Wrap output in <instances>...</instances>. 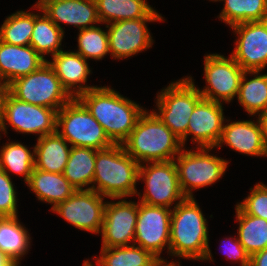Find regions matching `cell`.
Segmentation results:
<instances>
[{"label": "cell", "instance_id": "obj_1", "mask_svg": "<svg viewBox=\"0 0 267 266\" xmlns=\"http://www.w3.org/2000/svg\"><path fill=\"white\" fill-rule=\"evenodd\" d=\"M102 125L114 144H122L145 109L110 87L90 89L77 97Z\"/></svg>", "mask_w": 267, "mask_h": 266}, {"label": "cell", "instance_id": "obj_2", "mask_svg": "<svg viewBox=\"0 0 267 266\" xmlns=\"http://www.w3.org/2000/svg\"><path fill=\"white\" fill-rule=\"evenodd\" d=\"M207 221L195 198H186L171 212L169 254L193 260H212Z\"/></svg>", "mask_w": 267, "mask_h": 266}, {"label": "cell", "instance_id": "obj_3", "mask_svg": "<svg viewBox=\"0 0 267 266\" xmlns=\"http://www.w3.org/2000/svg\"><path fill=\"white\" fill-rule=\"evenodd\" d=\"M122 146L139 164L175 160L183 150L181 139L153 111L146 110Z\"/></svg>", "mask_w": 267, "mask_h": 266}, {"label": "cell", "instance_id": "obj_4", "mask_svg": "<svg viewBox=\"0 0 267 266\" xmlns=\"http://www.w3.org/2000/svg\"><path fill=\"white\" fill-rule=\"evenodd\" d=\"M139 167L140 164L125 151L122 144L96 150L91 190L113 200L131 197L138 193Z\"/></svg>", "mask_w": 267, "mask_h": 266}, {"label": "cell", "instance_id": "obj_5", "mask_svg": "<svg viewBox=\"0 0 267 266\" xmlns=\"http://www.w3.org/2000/svg\"><path fill=\"white\" fill-rule=\"evenodd\" d=\"M192 77L171 82L157 95L155 115L179 138L183 147L187 140L189 118L196 104L202 99Z\"/></svg>", "mask_w": 267, "mask_h": 266}, {"label": "cell", "instance_id": "obj_6", "mask_svg": "<svg viewBox=\"0 0 267 266\" xmlns=\"http://www.w3.org/2000/svg\"><path fill=\"white\" fill-rule=\"evenodd\" d=\"M56 127L57 132L71 147L103 150L114 145L102 125L76 97L57 111ZM59 127H62V131Z\"/></svg>", "mask_w": 267, "mask_h": 266}, {"label": "cell", "instance_id": "obj_7", "mask_svg": "<svg viewBox=\"0 0 267 266\" xmlns=\"http://www.w3.org/2000/svg\"><path fill=\"white\" fill-rule=\"evenodd\" d=\"M9 92L21 101L56 111L73 98L48 61L36 71L12 81Z\"/></svg>", "mask_w": 267, "mask_h": 266}, {"label": "cell", "instance_id": "obj_8", "mask_svg": "<svg viewBox=\"0 0 267 266\" xmlns=\"http://www.w3.org/2000/svg\"><path fill=\"white\" fill-rule=\"evenodd\" d=\"M196 151L183 150L174 160L181 190L186 198H193L192 190L210 186L225 173L228 161L209 154L212 149L196 147Z\"/></svg>", "mask_w": 267, "mask_h": 266}, {"label": "cell", "instance_id": "obj_9", "mask_svg": "<svg viewBox=\"0 0 267 266\" xmlns=\"http://www.w3.org/2000/svg\"><path fill=\"white\" fill-rule=\"evenodd\" d=\"M139 180L145 182V190L141 196L138 192L140 202L151 206H162L171 208L172 203L179 204L186 199L183 194L176 164L174 160L163 162H150L139 167ZM179 200V201H178ZM178 201V202H176Z\"/></svg>", "mask_w": 267, "mask_h": 266}, {"label": "cell", "instance_id": "obj_10", "mask_svg": "<svg viewBox=\"0 0 267 266\" xmlns=\"http://www.w3.org/2000/svg\"><path fill=\"white\" fill-rule=\"evenodd\" d=\"M6 122L16 132L39 134L38 138H40L57 131V111L48 107L26 103L15 98L9 92L5 100L3 116L0 119V132H4L5 135L8 129L6 128Z\"/></svg>", "mask_w": 267, "mask_h": 266}, {"label": "cell", "instance_id": "obj_11", "mask_svg": "<svg viewBox=\"0 0 267 266\" xmlns=\"http://www.w3.org/2000/svg\"><path fill=\"white\" fill-rule=\"evenodd\" d=\"M204 76L207 83L199 93L204 99L214 102H231L238 94L240 81L245 72L230 55L220 54L204 57Z\"/></svg>", "mask_w": 267, "mask_h": 266}, {"label": "cell", "instance_id": "obj_12", "mask_svg": "<svg viewBox=\"0 0 267 266\" xmlns=\"http://www.w3.org/2000/svg\"><path fill=\"white\" fill-rule=\"evenodd\" d=\"M172 210L162 206H151L138 202V216L133 244L150 251L160 261L165 246L169 253Z\"/></svg>", "mask_w": 267, "mask_h": 266}, {"label": "cell", "instance_id": "obj_13", "mask_svg": "<svg viewBox=\"0 0 267 266\" xmlns=\"http://www.w3.org/2000/svg\"><path fill=\"white\" fill-rule=\"evenodd\" d=\"M104 196L94 190H76L65 201L57 204L51 211L80 230L100 233L104 220L106 202Z\"/></svg>", "mask_w": 267, "mask_h": 266}, {"label": "cell", "instance_id": "obj_14", "mask_svg": "<svg viewBox=\"0 0 267 266\" xmlns=\"http://www.w3.org/2000/svg\"><path fill=\"white\" fill-rule=\"evenodd\" d=\"M238 34L231 56L244 71L263 70L267 66V20L232 25Z\"/></svg>", "mask_w": 267, "mask_h": 266}, {"label": "cell", "instance_id": "obj_15", "mask_svg": "<svg viewBox=\"0 0 267 266\" xmlns=\"http://www.w3.org/2000/svg\"><path fill=\"white\" fill-rule=\"evenodd\" d=\"M148 21L164 20L163 18H139L112 22L106 25V28H108L109 54L112 58H128L152 47L153 39L146 26Z\"/></svg>", "mask_w": 267, "mask_h": 266}, {"label": "cell", "instance_id": "obj_16", "mask_svg": "<svg viewBox=\"0 0 267 266\" xmlns=\"http://www.w3.org/2000/svg\"><path fill=\"white\" fill-rule=\"evenodd\" d=\"M138 203L121 199L107 202L102 225V247L127 246L135 239Z\"/></svg>", "mask_w": 267, "mask_h": 266}, {"label": "cell", "instance_id": "obj_17", "mask_svg": "<svg viewBox=\"0 0 267 266\" xmlns=\"http://www.w3.org/2000/svg\"><path fill=\"white\" fill-rule=\"evenodd\" d=\"M223 110L222 103L202 98L190 115L187 138L193 135L197 147L216 148L226 120Z\"/></svg>", "mask_w": 267, "mask_h": 266}, {"label": "cell", "instance_id": "obj_18", "mask_svg": "<svg viewBox=\"0 0 267 266\" xmlns=\"http://www.w3.org/2000/svg\"><path fill=\"white\" fill-rule=\"evenodd\" d=\"M42 11L57 27L60 23L74 25L79 30L94 27L101 23L95 0H49L40 6H33ZM60 22V23H59Z\"/></svg>", "mask_w": 267, "mask_h": 266}, {"label": "cell", "instance_id": "obj_19", "mask_svg": "<svg viewBox=\"0 0 267 266\" xmlns=\"http://www.w3.org/2000/svg\"><path fill=\"white\" fill-rule=\"evenodd\" d=\"M224 143L231 149L245 155L267 156L263 127L259 117L256 122L243 120L224 124L216 147L221 148Z\"/></svg>", "mask_w": 267, "mask_h": 266}, {"label": "cell", "instance_id": "obj_20", "mask_svg": "<svg viewBox=\"0 0 267 266\" xmlns=\"http://www.w3.org/2000/svg\"><path fill=\"white\" fill-rule=\"evenodd\" d=\"M52 58V61H48V63L55 70L62 86L73 98H77L80 94L98 87L85 85L91 70L87 60L77 52L61 50L56 55H53Z\"/></svg>", "mask_w": 267, "mask_h": 266}, {"label": "cell", "instance_id": "obj_21", "mask_svg": "<svg viewBox=\"0 0 267 266\" xmlns=\"http://www.w3.org/2000/svg\"><path fill=\"white\" fill-rule=\"evenodd\" d=\"M47 61L30 45H10L0 41V77L8 85L36 71Z\"/></svg>", "mask_w": 267, "mask_h": 266}, {"label": "cell", "instance_id": "obj_22", "mask_svg": "<svg viewBox=\"0 0 267 266\" xmlns=\"http://www.w3.org/2000/svg\"><path fill=\"white\" fill-rule=\"evenodd\" d=\"M37 139L34 146V168L51 173H63L71 150L68 142L57 131Z\"/></svg>", "mask_w": 267, "mask_h": 266}, {"label": "cell", "instance_id": "obj_23", "mask_svg": "<svg viewBox=\"0 0 267 266\" xmlns=\"http://www.w3.org/2000/svg\"><path fill=\"white\" fill-rule=\"evenodd\" d=\"M26 184L35 193L38 200L53 204L52 208L65 201L76 191L63 173H51L36 168L33 169Z\"/></svg>", "mask_w": 267, "mask_h": 266}, {"label": "cell", "instance_id": "obj_24", "mask_svg": "<svg viewBox=\"0 0 267 266\" xmlns=\"http://www.w3.org/2000/svg\"><path fill=\"white\" fill-rule=\"evenodd\" d=\"M95 2L101 24L139 18H163L146 0H95Z\"/></svg>", "mask_w": 267, "mask_h": 266}, {"label": "cell", "instance_id": "obj_25", "mask_svg": "<svg viewBox=\"0 0 267 266\" xmlns=\"http://www.w3.org/2000/svg\"><path fill=\"white\" fill-rule=\"evenodd\" d=\"M96 150L71 147L63 175L76 190H91L95 172ZM84 187V188H83Z\"/></svg>", "mask_w": 267, "mask_h": 266}, {"label": "cell", "instance_id": "obj_26", "mask_svg": "<svg viewBox=\"0 0 267 266\" xmlns=\"http://www.w3.org/2000/svg\"><path fill=\"white\" fill-rule=\"evenodd\" d=\"M260 72L245 71L237 94L238 102L245 111L253 116L258 114V117L267 114V74L260 75ZM247 74L254 75V78L248 80Z\"/></svg>", "mask_w": 267, "mask_h": 266}, {"label": "cell", "instance_id": "obj_27", "mask_svg": "<svg viewBox=\"0 0 267 266\" xmlns=\"http://www.w3.org/2000/svg\"><path fill=\"white\" fill-rule=\"evenodd\" d=\"M30 235L23 227L18 216L0 217V250L16 265H19L30 247Z\"/></svg>", "mask_w": 267, "mask_h": 266}, {"label": "cell", "instance_id": "obj_28", "mask_svg": "<svg viewBox=\"0 0 267 266\" xmlns=\"http://www.w3.org/2000/svg\"><path fill=\"white\" fill-rule=\"evenodd\" d=\"M95 260L97 266H155L160 262L150 251L135 244L101 247L100 256Z\"/></svg>", "mask_w": 267, "mask_h": 266}, {"label": "cell", "instance_id": "obj_29", "mask_svg": "<svg viewBox=\"0 0 267 266\" xmlns=\"http://www.w3.org/2000/svg\"><path fill=\"white\" fill-rule=\"evenodd\" d=\"M235 208L239 222L237 238L245 251L251 256L267 248V220L246 214L238 205Z\"/></svg>", "mask_w": 267, "mask_h": 266}, {"label": "cell", "instance_id": "obj_30", "mask_svg": "<svg viewBox=\"0 0 267 266\" xmlns=\"http://www.w3.org/2000/svg\"><path fill=\"white\" fill-rule=\"evenodd\" d=\"M64 31L57 27L44 13H34V29L30 39L32 46L43 58L44 55H56L62 50Z\"/></svg>", "mask_w": 267, "mask_h": 266}, {"label": "cell", "instance_id": "obj_31", "mask_svg": "<svg viewBox=\"0 0 267 266\" xmlns=\"http://www.w3.org/2000/svg\"><path fill=\"white\" fill-rule=\"evenodd\" d=\"M224 8L219 18L232 25L248 22L267 20V0H221Z\"/></svg>", "mask_w": 267, "mask_h": 266}, {"label": "cell", "instance_id": "obj_32", "mask_svg": "<svg viewBox=\"0 0 267 266\" xmlns=\"http://www.w3.org/2000/svg\"><path fill=\"white\" fill-rule=\"evenodd\" d=\"M1 148L0 169L7 174L9 171L24 176V181L27 183L34 169V149L31 153L25 145L12 141Z\"/></svg>", "mask_w": 267, "mask_h": 266}, {"label": "cell", "instance_id": "obj_33", "mask_svg": "<svg viewBox=\"0 0 267 266\" xmlns=\"http://www.w3.org/2000/svg\"><path fill=\"white\" fill-rule=\"evenodd\" d=\"M34 29V13L18 11L4 20L0 27V41L10 45L28 46Z\"/></svg>", "mask_w": 267, "mask_h": 266}, {"label": "cell", "instance_id": "obj_34", "mask_svg": "<svg viewBox=\"0 0 267 266\" xmlns=\"http://www.w3.org/2000/svg\"><path fill=\"white\" fill-rule=\"evenodd\" d=\"M78 54L84 59L100 60L109 53L108 33L98 26L79 30Z\"/></svg>", "mask_w": 267, "mask_h": 266}, {"label": "cell", "instance_id": "obj_35", "mask_svg": "<svg viewBox=\"0 0 267 266\" xmlns=\"http://www.w3.org/2000/svg\"><path fill=\"white\" fill-rule=\"evenodd\" d=\"M251 193L237 205L248 215L267 220V185L257 183Z\"/></svg>", "mask_w": 267, "mask_h": 266}, {"label": "cell", "instance_id": "obj_36", "mask_svg": "<svg viewBox=\"0 0 267 266\" xmlns=\"http://www.w3.org/2000/svg\"><path fill=\"white\" fill-rule=\"evenodd\" d=\"M16 198L11 176L0 169V217L17 216Z\"/></svg>", "mask_w": 267, "mask_h": 266}, {"label": "cell", "instance_id": "obj_37", "mask_svg": "<svg viewBox=\"0 0 267 266\" xmlns=\"http://www.w3.org/2000/svg\"><path fill=\"white\" fill-rule=\"evenodd\" d=\"M229 238V243H226L227 245L225 244L227 248L224 249L226 250L224 254L226 255L227 259L234 260L236 263L238 261L240 262L241 266H250V255L245 251L238 238Z\"/></svg>", "mask_w": 267, "mask_h": 266}, {"label": "cell", "instance_id": "obj_38", "mask_svg": "<svg viewBox=\"0 0 267 266\" xmlns=\"http://www.w3.org/2000/svg\"><path fill=\"white\" fill-rule=\"evenodd\" d=\"M250 266H267V248L250 256Z\"/></svg>", "mask_w": 267, "mask_h": 266}, {"label": "cell", "instance_id": "obj_39", "mask_svg": "<svg viewBox=\"0 0 267 266\" xmlns=\"http://www.w3.org/2000/svg\"><path fill=\"white\" fill-rule=\"evenodd\" d=\"M2 80L3 79L0 77V119L3 116L5 100L9 94V85Z\"/></svg>", "mask_w": 267, "mask_h": 266}, {"label": "cell", "instance_id": "obj_40", "mask_svg": "<svg viewBox=\"0 0 267 266\" xmlns=\"http://www.w3.org/2000/svg\"><path fill=\"white\" fill-rule=\"evenodd\" d=\"M0 266H18L0 250Z\"/></svg>", "mask_w": 267, "mask_h": 266}, {"label": "cell", "instance_id": "obj_41", "mask_svg": "<svg viewBox=\"0 0 267 266\" xmlns=\"http://www.w3.org/2000/svg\"><path fill=\"white\" fill-rule=\"evenodd\" d=\"M263 127L264 143L267 151V114L259 117Z\"/></svg>", "mask_w": 267, "mask_h": 266}, {"label": "cell", "instance_id": "obj_42", "mask_svg": "<svg viewBox=\"0 0 267 266\" xmlns=\"http://www.w3.org/2000/svg\"><path fill=\"white\" fill-rule=\"evenodd\" d=\"M167 261H160L158 264H156L155 266H180V263H175L174 261L170 262V263H166Z\"/></svg>", "mask_w": 267, "mask_h": 266}, {"label": "cell", "instance_id": "obj_43", "mask_svg": "<svg viewBox=\"0 0 267 266\" xmlns=\"http://www.w3.org/2000/svg\"><path fill=\"white\" fill-rule=\"evenodd\" d=\"M83 266H94L90 261L85 260Z\"/></svg>", "mask_w": 267, "mask_h": 266}, {"label": "cell", "instance_id": "obj_44", "mask_svg": "<svg viewBox=\"0 0 267 266\" xmlns=\"http://www.w3.org/2000/svg\"><path fill=\"white\" fill-rule=\"evenodd\" d=\"M49 1V0H38L35 4V6H40L43 2Z\"/></svg>", "mask_w": 267, "mask_h": 266}]
</instances>
